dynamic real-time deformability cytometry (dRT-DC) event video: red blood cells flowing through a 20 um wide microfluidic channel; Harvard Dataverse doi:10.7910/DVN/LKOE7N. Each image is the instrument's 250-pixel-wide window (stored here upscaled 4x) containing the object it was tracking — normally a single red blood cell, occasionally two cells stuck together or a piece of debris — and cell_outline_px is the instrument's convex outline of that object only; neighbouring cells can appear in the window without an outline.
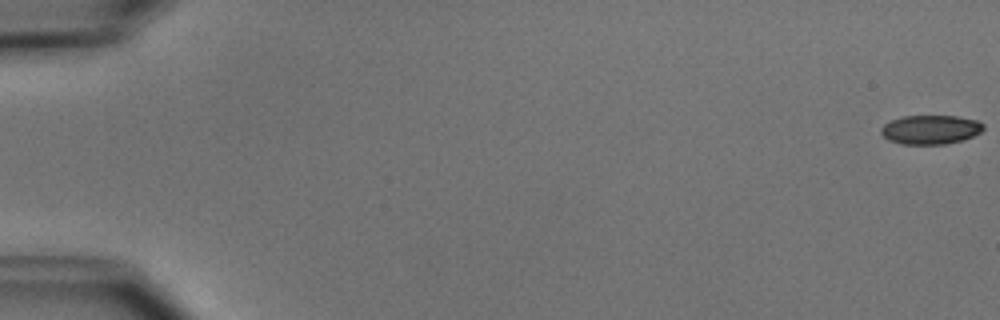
{"species": "common noctule bat (a hibernating species)", "species_latin": "Nyctalus noctula", "temperature_condition": "cold", "stored_images_in_passage": 7, "camera_frame_rate_fps": 3000, "um_per_image_px": 0.085, "animal": {"sex": "male", "body_mass_g": 15.6}, "frame": {"image": 1, "passage_image": 1, "time_ms": 0.0, "image_size_px": [1000, 320], "cell_outline_px": [[984, 128], [980, 132], [964, 140], [944, 144], [900, 144], [888, 140], [880, 132], [880, 128], [884, 124], [892, 120], [904, 116], [956, 116], [976, 120], [984, 124]], "centroid_in_image_um": [79.08, 11.02], "position_along_channel_um": 5.9, "area_um2": 17.34}}
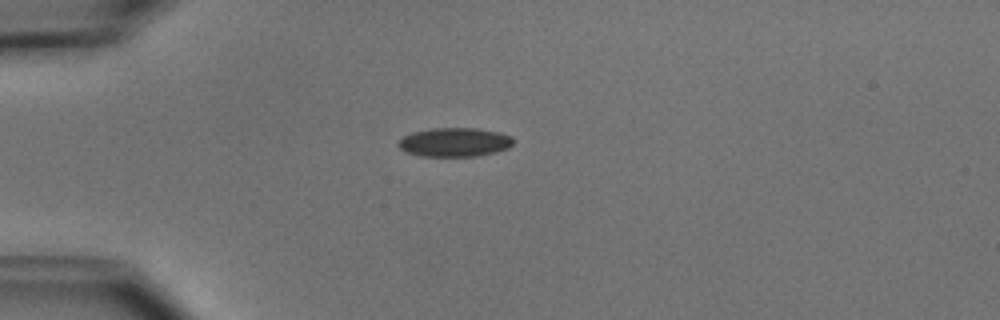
{"frame": {"image": 2, "passage_image": 5, "time_ms": 4.667, "image_size_px": [1000, 320], "cell_outline_px": [[512, 144], [508, 148], [496, 152], [476, 156], [420, 156], [404, 152], [396, 144], [404, 136], [412, 132], [432, 128], [476, 128], [500, 132], [512, 136]], "centroid_in_image_um": [38.62, 12.09], "position_along_channel_um": 46.4, "area_um2": 19.48}}